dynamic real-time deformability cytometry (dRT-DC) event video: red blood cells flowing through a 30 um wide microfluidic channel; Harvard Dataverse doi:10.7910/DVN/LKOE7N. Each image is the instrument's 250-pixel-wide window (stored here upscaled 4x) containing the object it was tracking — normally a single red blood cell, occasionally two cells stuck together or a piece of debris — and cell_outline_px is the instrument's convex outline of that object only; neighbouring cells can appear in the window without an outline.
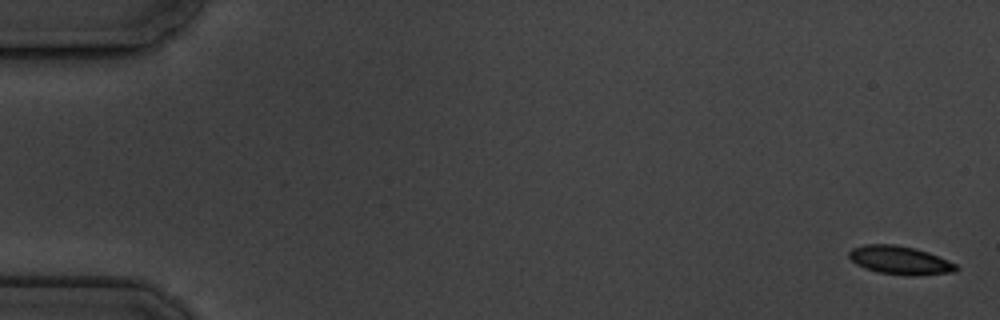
{"species": "common noctule bat (a hibernating species)", "species_latin": "Nyctalus noctula", "temperature_condition": "cold", "stored_images_in_passage": 10, "camera_frame_rate_fps": 3000, "um_per_image_px": 0.085, "animal": {"sex": "male", "body_mass_g": 19.5, "forearm_length_mm": 54.6}, "frame": {"image": 1, "passage_image": 1, "time_ms": 0.0, "image_size_px": [1000, 320], "cell_outline_px": [[960, 268], [952, 272], [912, 276], [908, 276], [880, 272], [864, 268], [856, 264], [848, 256], [848, 252], [852, 248], [864, 244], [896, 244], [916, 248], [928, 252], [956, 264]], "centroid_in_image_um": [76.47, 22.11], "position_along_channel_um": 8.5, "area_um2": 17.74}}
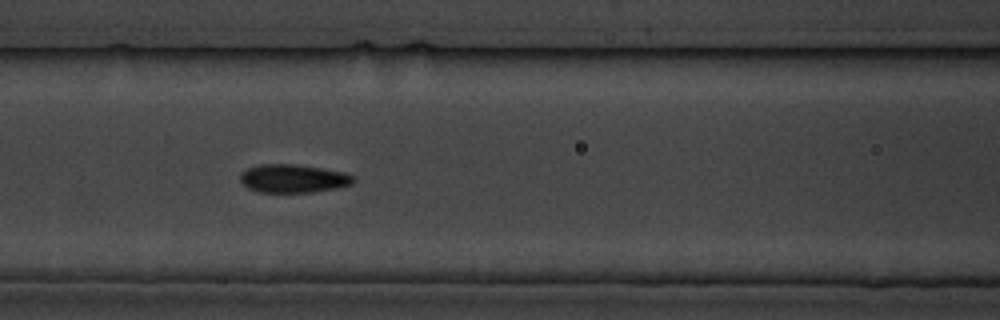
{"frame": {"image": 2, "passage_image": 8, "time_ms": 8.0, "image_size_px": [1000, 320], "cell_outline_px": [[356, 180], [352, 184], [336, 188], [312, 192], [260, 192], [248, 188], [240, 180], [240, 176], [248, 168], [260, 164], [296, 164], [344, 172], [352, 176]], "centroid_in_image_um": [24.93, 15.17], "position_along_channel_um": 141.7, "area_um2": 18.5}}
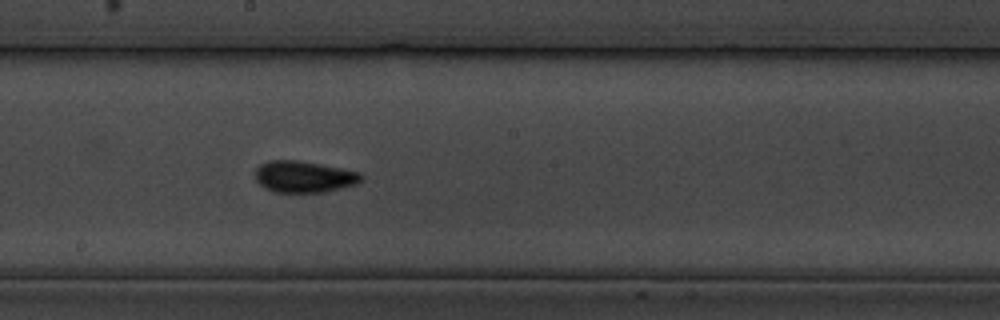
{"frame": {"image": 3, "passage_image": 10, "time_ms": 10.333, "image_size_px": [1000, 320], "cell_outline_px": [[364, 180], [356, 184], [324, 192], [272, 192], [264, 188], [256, 180], [256, 168], [260, 164], [268, 160], [296, 160], [320, 164], [360, 172], [364, 176]], "centroid_in_image_um": [25.84, 15.02], "position_along_channel_um": 222.4, "area_um2": 19.54}}